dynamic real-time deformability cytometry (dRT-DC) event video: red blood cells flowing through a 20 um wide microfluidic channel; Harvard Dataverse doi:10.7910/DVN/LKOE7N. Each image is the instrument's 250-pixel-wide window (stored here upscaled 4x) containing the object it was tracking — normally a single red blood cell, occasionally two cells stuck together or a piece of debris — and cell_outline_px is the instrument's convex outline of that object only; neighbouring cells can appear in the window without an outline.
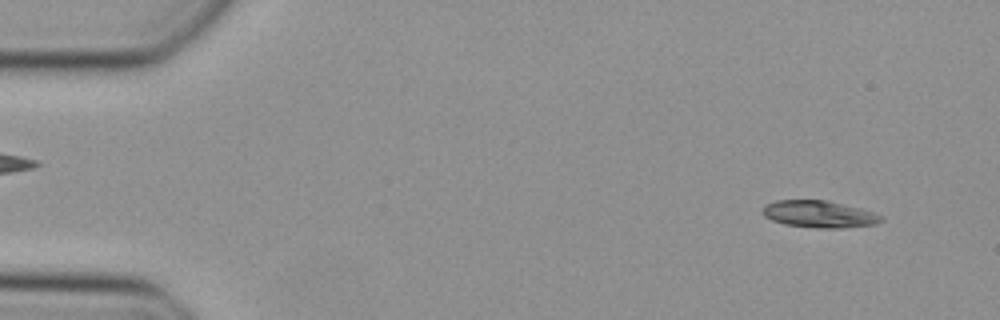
{"species": "Egyptian fruit bat (a non-hibernating species)", "species_latin": "Rousettus aegyptiacus", "temperature_condition": "cold", "stored_images_in_passage": 47, "camera_frame_rate_fps": 3000, "um_per_image_px": 0.085, "animal": {"sex": "female"}, "frame": {"image": 1, "passage_image": 3, "time_ms": 0.667, "image_size_px": [1000, 320], "cell_outline_px": [[884, 220], [876, 224], [840, 228], [816, 228], [784, 224], [772, 220], [764, 216], [764, 208], [768, 204], [776, 200], [824, 200], [860, 208], [884, 216]], "centroid_in_image_um": [69.66, 18.21], "position_along_channel_um": 15.3, "area_um2": 18.44}}
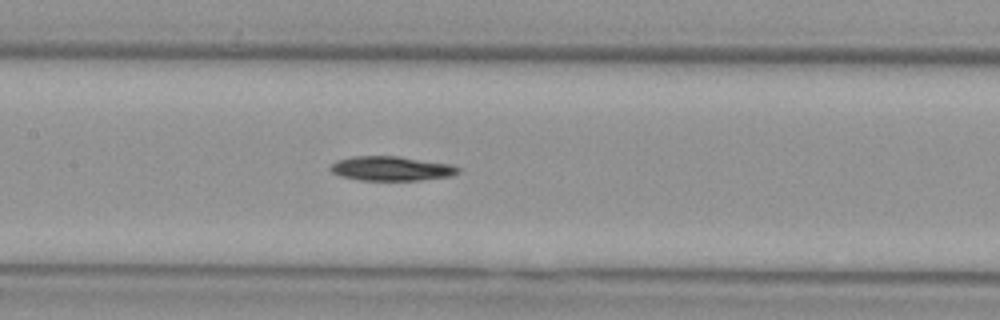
{"frame": {"image": 2, "passage_image": 22, "time_ms": 7.0, "image_size_px": [1000, 320], "cell_outline_px": [[460, 172], [452, 176], [420, 180], [360, 180], [340, 176], [332, 172], [328, 168], [336, 160], [352, 156], [400, 156], [452, 164], [460, 168]], "centroid_in_image_um": [33.27, 14.32], "position_along_channel_um": 174.1, "area_um2": 18.38}}
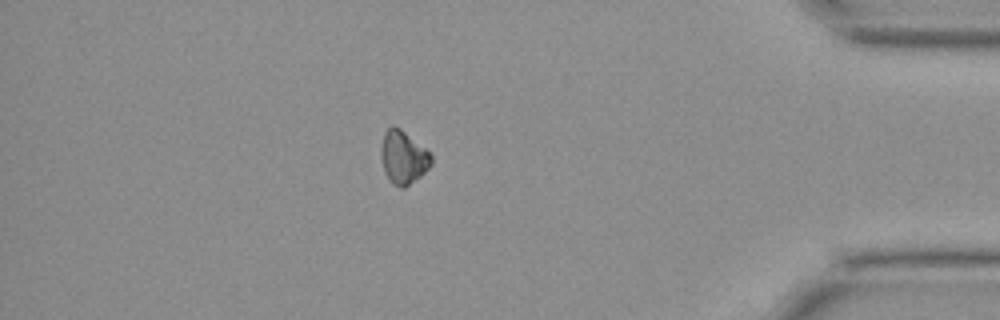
{"frame": {"image": 3, "passage_image": 41, "time_ms": 13.333, "image_size_px": [1000, 320], "cell_outline_px": [[432, 164], [420, 176], [404, 188], [400, 188], [392, 184], [388, 180], [384, 172], [380, 152], [380, 148], [384, 132], [392, 124], [400, 128], [424, 148], [432, 156]], "centroid_in_image_um": [34.24, 13.38], "position_along_channel_um": 401.0, "area_um2": 15.55}}